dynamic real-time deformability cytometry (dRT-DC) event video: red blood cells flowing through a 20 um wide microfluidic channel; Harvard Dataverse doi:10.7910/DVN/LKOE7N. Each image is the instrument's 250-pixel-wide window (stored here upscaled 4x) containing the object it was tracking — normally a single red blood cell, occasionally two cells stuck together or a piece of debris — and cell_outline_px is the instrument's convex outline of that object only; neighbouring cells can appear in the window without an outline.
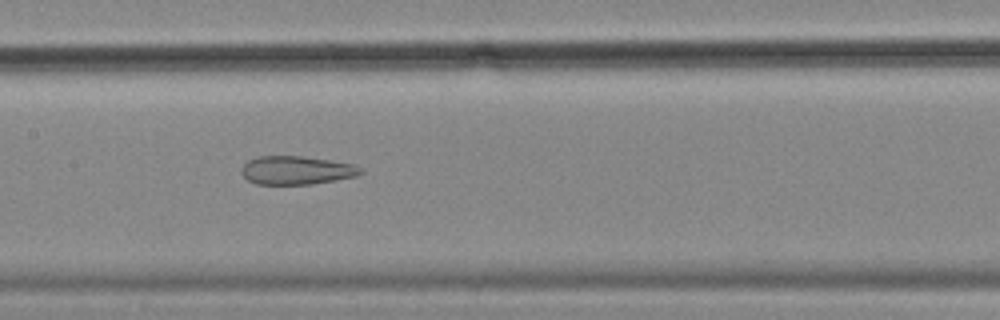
{"species": "common noctule bat (a hibernating species)", "species_latin": "Nyctalus noctula", "temperature_condition": "cold", "stored_images_in_passage": 56, "camera_frame_rate_fps": 3000, "um_per_image_px": 0.085, "animal": {"sex": "female", "body_mass_g": 18.4}, "frame": {"image": 1, "passage_image": 27, "time_ms": 8.667, "image_size_px": [1000, 320], "cell_outline_px": [[364, 172], [356, 176], [312, 184], [256, 184], [248, 180], [240, 172], [240, 168], [248, 160], [260, 156], [300, 156], [332, 160], [352, 164], [364, 168]], "centroid_in_image_um": [25.21, 14.47], "position_along_channel_um": 182.2, "area_um2": 19.83}}
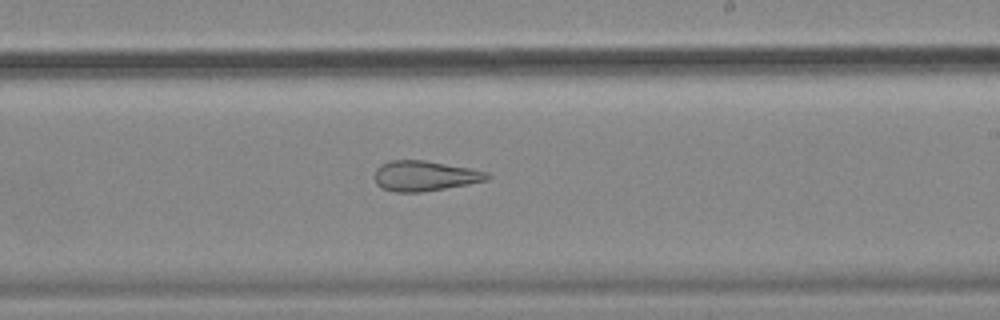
{"frame": {"image": 2, "passage_image": 33, "time_ms": 10.667, "image_size_px": [1000, 320], "cell_outline_px": [[492, 176], [488, 180], [468, 184], [420, 192], [396, 192], [384, 188], [376, 184], [376, 168], [380, 164], [388, 160], [424, 160], [472, 168], [488, 172]], "centroid_in_image_um": [36.13, 14.93], "position_along_channel_um": 252.9, "area_um2": 19.83}}
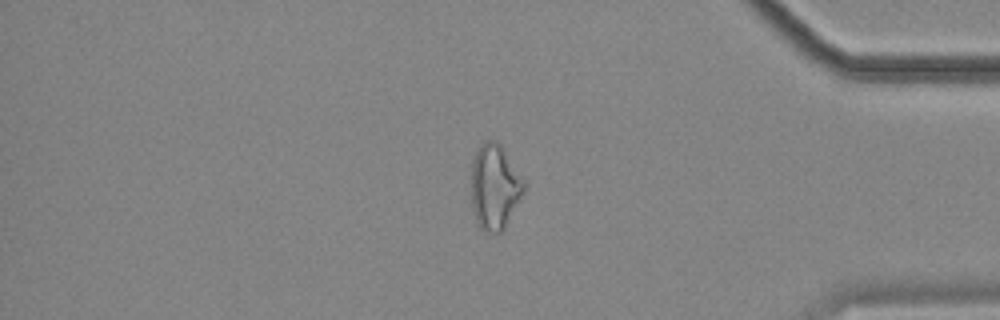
{"frame": {"image": 3, "passage_image": 47, "time_ms": 15.333, "image_size_px": [1000, 320], "cell_outline_px": [[524, 192], [504, 228], [500, 232], [488, 232], [480, 228], [472, 212], [472, 160], [476, 152], [484, 140], [496, 140], [500, 144], [524, 180]], "centroid_in_image_um": [42.03, 15.88], "position_along_channel_um": 393.2, "area_um2": 25.84}, "authors_computed_cell_mechanics": {"area_um2": 26.0967, "velocity_mm_per_s": 3.5549, "shape_relaxation_time_tau1_ms": null, "shape_relaxation_time_tau2_ms": 3.6606, "deformation_change_tau1": null, "deformation_change_tau2": 0.1374}}